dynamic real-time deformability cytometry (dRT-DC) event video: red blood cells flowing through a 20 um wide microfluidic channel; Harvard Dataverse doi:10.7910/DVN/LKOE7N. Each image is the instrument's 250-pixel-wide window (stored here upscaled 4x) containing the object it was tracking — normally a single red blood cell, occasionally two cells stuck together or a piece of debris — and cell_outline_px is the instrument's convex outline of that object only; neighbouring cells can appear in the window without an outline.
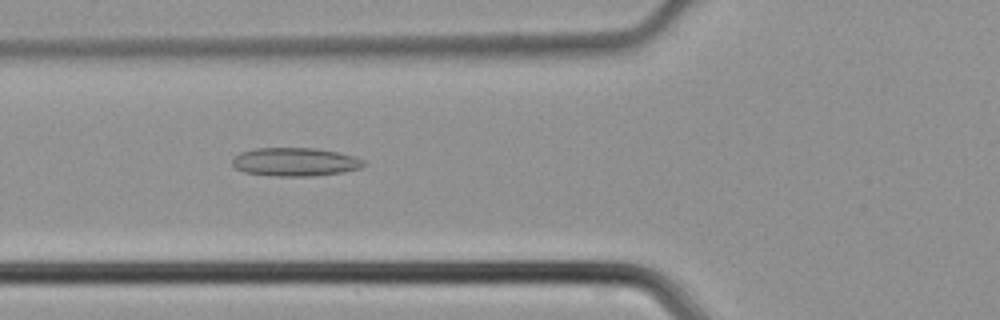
{"species": "common noctule bat (a hibernating species)", "species_latin": "Nyctalus noctula", "temperature_condition": "cold", "stored_images_in_passage": 35, "camera_frame_rate_fps": 3000, "um_per_image_px": 0.085, "animal": {"sex": "male", "body_mass_g": 21.5, "forearm_length_mm": 52.0}, "frame": {"image": 1, "passage_image": 7, "time_ms": 2.0, "image_size_px": [1000, 320], "cell_outline_px": [[364, 164], [360, 168], [344, 172], [312, 176], [276, 176], [244, 172], [236, 168], [232, 164], [232, 160], [240, 152], [256, 148], [316, 148], [356, 156], [364, 160]], "centroid_in_image_um": [25.09, 13.76], "position_along_channel_um": 100.7, "area_um2": 21.73}}
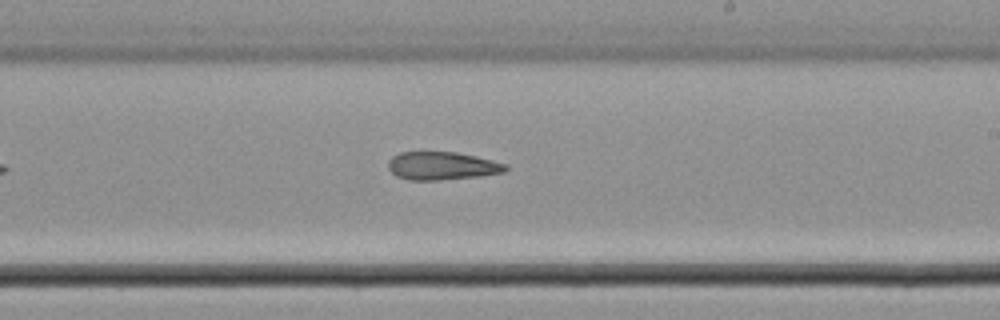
{"frame": {"image": 2, "passage_image": 17, "time_ms": 5.333, "image_size_px": [1000, 320], "cell_outline_px": [[508, 168], [504, 172], [480, 176], [440, 180], [408, 180], [396, 176], [388, 168], [388, 160], [392, 156], [400, 152], [456, 152], [476, 156], [508, 164]], "centroid_in_image_um": [37.57, 14.1], "position_along_channel_um": 251.4, "area_um2": 19.31}}
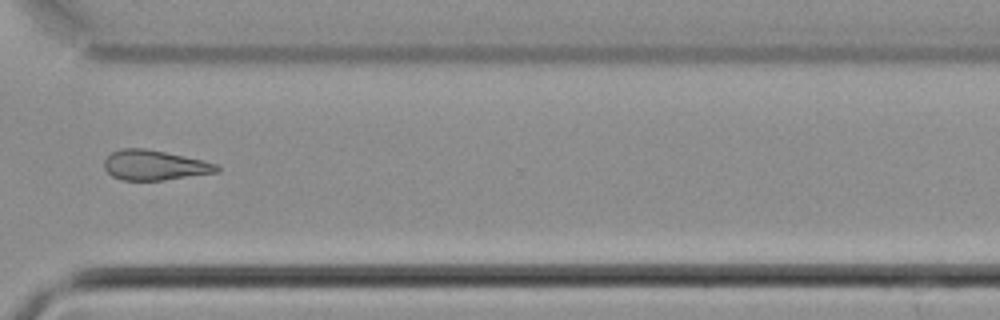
{"frame": {"image": 3, "passage_image": 24, "time_ms": 7.667, "image_size_px": [1000, 320], "cell_outline_px": [[220, 172], [164, 180], [120, 180], [112, 176], [104, 168], [104, 160], [112, 152], [120, 148], [144, 148], [164, 152], [220, 164]], "centroid_in_image_um": [13.15, 14.05], "position_along_channel_um": 357.5, "area_um2": 19.71}}